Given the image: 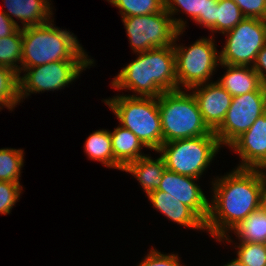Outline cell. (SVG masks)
I'll use <instances>...</instances> for the list:
<instances>
[{"label":"cell","instance_id":"14","mask_svg":"<svg viewBox=\"0 0 266 266\" xmlns=\"http://www.w3.org/2000/svg\"><path fill=\"white\" fill-rule=\"evenodd\" d=\"M194 95L204 122L215 131L224 121L232 96L216 81L189 89Z\"/></svg>","mask_w":266,"mask_h":266},{"label":"cell","instance_id":"18","mask_svg":"<svg viewBox=\"0 0 266 266\" xmlns=\"http://www.w3.org/2000/svg\"><path fill=\"white\" fill-rule=\"evenodd\" d=\"M219 65L224 67L226 72L216 82L232 97L253 91H266V87L262 85L259 75L252 66Z\"/></svg>","mask_w":266,"mask_h":266},{"label":"cell","instance_id":"30","mask_svg":"<svg viewBox=\"0 0 266 266\" xmlns=\"http://www.w3.org/2000/svg\"><path fill=\"white\" fill-rule=\"evenodd\" d=\"M182 264L178 253L164 254L152 247L137 266H184Z\"/></svg>","mask_w":266,"mask_h":266},{"label":"cell","instance_id":"29","mask_svg":"<svg viewBox=\"0 0 266 266\" xmlns=\"http://www.w3.org/2000/svg\"><path fill=\"white\" fill-rule=\"evenodd\" d=\"M22 190L21 184L0 181V214L7 215L11 213L13 206L20 199Z\"/></svg>","mask_w":266,"mask_h":266},{"label":"cell","instance_id":"1","mask_svg":"<svg viewBox=\"0 0 266 266\" xmlns=\"http://www.w3.org/2000/svg\"><path fill=\"white\" fill-rule=\"evenodd\" d=\"M212 183V198L206 231L215 241L233 243L230 231L253 211L259 209L263 183L262 169L235 168Z\"/></svg>","mask_w":266,"mask_h":266},{"label":"cell","instance_id":"23","mask_svg":"<svg viewBox=\"0 0 266 266\" xmlns=\"http://www.w3.org/2000/svg\"><path fill=\"white\" fill-rule=\"evenodd\" d=\"M22 51V27H19L12 35L0 39V65L8 67L20 75Z\"/></svg>","mask_w":266,"mask_h":266},{"label":"cell","instance_id":"9","mask_svg":"<svg viewBox=\"0 0 266 266\" xmlns=\"http://www.w3.org/2000/svg\"><path fill=\"white\" fill-rule=\"evenodd\" d=\"M224 35L226 42L219 51L220 64L252 66L266 44V20L244 18Z\"/></svg>","mask_w":266,"mask_h":266},{"label":"cell","instance_id":"33","mask_svg":"<svg viewBox=\"0 0 266 266\" xmlns=\"http://www.w3.org/2000/svg\"><path fill=\"white\" fill-rule=\"evenodd\" d=\"M19 27L0 8V39L12 35Z\"/></svg>","mask_w":266,"mask_h":266},{"label":"cell","instance_id":"13","mask_svg":"<svg viewBox=\"0 0 266 266\" xmlns=\"http://www.w3.org/2000/svg\"><path fill=\"white\" fill-rule=\"evenodd\" d=\"M239 155V169H266V112L230 146Z\"/></svg>","mask_w":266,"mask_h":266},{"label":"cell","instance_id":"15","mask_svg":"<svg viewBox=\"0 0 266 266\" xmlns=\"http://www.w3.org/2000/svg\"><path fill=\"white\" fill-rule=\"evenodd\" d=\"M218 0H165V10L171 16L175 27L185 32L187 21L175 18L180 11H184L196 24L206 27L215 33V13ZM181 9V10H180ZM179 12V13H178Z\"/></svg>","mask_w":266,"mask_h":266},{"label":"cell","instance_id":"24","mask_svg":"<svg viewBox=\"0 0 266 266\" xmlns=\"http://www.w3.org/2000/svg\"><path fill=\"white\" fill-rule=\"evenodd\" d=\"M19 74L0 65V111L3 107L13 111L19 101Z\"/></svg>","mask_w":266,"mask_h":266},{"label":"cell","instance_id":"11","mask_svg":"<svg viewBox=\"0 0 266 266\" xmlns=\"http://www.w3.org/2000/svg\"><path fill=\"white\" fill-rule=\"evenodd\" d=\"M265 112L266 91H253L234 96L224 121L214 131L221 147H229Z\"/></svg>","mask_w":266,"mask_h":266},{"label":"cell","instance_id":"31","mask_svg":"<svg viewBox=\"0 0 266 266\" xmlns=\"http://www.w3.org/2000/svg\"><path fill=\"white\" fill-rule=\"evenodd\" d=\"M245 18L266 20V0H233Z\"/></svg>","mask_w":266,"mask_h":266},{"label":"cell","instance_id":"3","mask_svg":"<svg viewBox=\"0 0 266 266\" xmlns=\"http://www.w3.org/2000/svg\"><path fill=\"white\" fill-rule=\"evenodd\" d=\"M53 23L52 18L44 24L22 28V68L56 61H95L73 33Z\"/></svg>","mask_w":266,"mask_h":266},{"label":"cell","instance_id":"2","mask_svg":"<svg viewBox=\"0 0 266 266\" xmlns=\"http://www.w3.org/2000/svg\"><path fill=\"white\" fill-rule=\"evenodd\" d=\"M137 58L123 67L112 79L117 91H132V97H159L177 90L175 52L173 46L135 53Z\"/></svg>","mask_w":266,"mask_h":266},{"label":"cell","instance_id":"7","mask_svg":"<svg viewBox=\"0 0 266 266\" xmlns=\"http://www.w3.org/2000/svg\"><path fill=\"white\" fill-rule=\"evenodd\" d=\"M184 31L178 30L174 39L177 89H191L210 82L220 64L214 36L201 37L188 47L176 42ZM181 85V86H180Z\"/></svg>","mask_w":266,"mask_h":266},{"label":"cell","instance_id":"20","mask_svg":"<svg viewBox=\"0 0 266 266\" xmlns=\"http://www.w3.org/2000/svg\"><path fill=\"white\" fill-rule=\"evenodd\" d=\"M152 158L149 155L139 158L123 169L138 180L147 196L158 189L166 170L165 161L160 155L155 160Z\"/></svg>","mask_w":266,"mask_h":266},{"label":"cell","instance_id":"26","mask_svg":"<svg viewBox=\"0 0 266 266\" xmlns=\"http://www.w3.org/2000/svg\"><path fill=\"white\" fill-rule=\"evenodd\" d=\"M119 9L122 18L161 12L165 0H107Z\"/></svg>","mask_w":266,"mask_h":266},{"label":"cell","instance_id":"8","mask_svg":"<svg viewBox=\"0 0 266 266\" xmlns=\"http://www.w3.org/2000/svg\"><path fill=\"white\" fill-rule=\"evenodd\" d=\"M94 61H56L31 68H21L23 76H18L19 101L31 94L64 89L79 78ZM25 72V73H24Z\"/></svg>","mask_w":266,"mask_h":266},{"label":"cell","instance_id":"16","mask_svg":"<svg viewBox=\"0 0 266 266\" xmlns=\"http://www.w3.org/2000/svg\"><path fill=\"white\" fill-rule=\"evenodd\" d=\"M49 1L51 2V0H4L7 11L2 8V12L18 27L21 26L13 16L20 20L22 28L41 25L53 18V8L50 6L52 3Z\"/></svg>","mask_w":266,"mask_h":266},{"label":"cell","instance_id":"6","mask_svg":"<svg viewBox=\"0 0 266 266\" xmlns=\"http://www.w3.org/2000/svg\"><path fill=\"white\" fill-rule=\"evenodd\" d=\"M220 148L216 135L208 134L163 143L157 153L164 159L166 169L200 179Z\"/></svg>","mask_w":266,"mask_h":266},{"label":"cell","instance_id":"17","mask_svg":"<svg viewBox=\"0 0 266 266\" xmlns=\"http://www.w3.org/2000/svg\"><path fill=\"white\" fill-rule=\"evenodd\" d=\"M153 208L181 226L192 228L193 230L206 231L205 222L187 205L178 201V199L164 195L162 191H154L148 196Z\"/></svg>","mask_w":266,"mask_h":266},{"label":"cell","instance_id":"5","mask_svg":"<svg viewBox=\"0 0 266 266\" xmlns=\"http://www.w3.org/2000/svg\"><path fill=\"white\" fill-rule=\"evenodd\" d=\"M119 124L136 135L143 145L158 151L163 144L158 97H132L119 94L104 100Z\"/></svg>","mask_w":266,"mask_h":266},{"label":"cell","instance_id":"10","mask_svg":"<svg viewBox=\"0 0 266 266\" xmlns=\"http://www.w3.org/2000/svg\"><path fill=\"white\" fill-rule=\"evenodd\" d=\"M133 53L173 46L178 29L165 8L158 13L122 18Z\"/></svg>","mask_w":266,"mask_h":266},{"label":"cell","instance_id":"21","mask_svg":"<svg viewBox=\"0 0 266 266\" xmlns=\"http://www.w3.org/2000/svg\"><path fill=\"white\" fill-rule=\"evenodd\" d=\"M84 152L90 160L99 161L114 169V153L109 130L99 129L91 133L85 143Z\"/></svg>","mask_w":266,"mask_h":266},{"label":"cell","instance_id":"32","mask_svg":"<svg viewBox=\"0 0 266 266\" xmlns=\"http://www.w3.org/2000/svg\"><path fill=\"white\" fill-rule=\"evenodd\" d=\"M252 68L259 75L262 85L266 87V44L258 52Z\"/></svg>","mask_w":266,"mask_h":266},{"label":"cell","instance_id":"19","mask_svg":"<svg viewBox=\"0 0 266 266\" xmlns=\"http://www.w3.org/2000/svg\"><path fill=\"white\" fill-rule=\"evenodd\" d=\"M109 133L114 153V169L123 171L129 163L147 156L142 153V148L146 147L129 129L118 125Z\"/></svg>","mask_w":266,"mask_h":266},{"label":"cell","instance_id":"12","mask_svg":"<svg viewBox=\"0 0 266 266\" xmlns=\"http://www.w3.org/2000/svg\"><path fill=\"white\" fill-rule=\"evenodd\" d=\"M199 178L180 175L166 169L158 191L172 196L190 207L204 222L209 215V199L196 183Z\"/></svg>","mask_w":266,"mask_h":266},{"label":"cell","instance_id":"34","mask_svg":"<svg viewBox=\"0 0 266 266\" xmlns=\"http://www.w3.org/2000/svg\"><path fill=\"white\" fill-rule=\"evenodd\" d=\"M266 171L263 170V183L260 191V203L259 208L266 212Z\"/></svg>","mask_w":266,"mask_h":266},{"label":"cell","instance_id":"22","mask_svg":"<svg viewBox=\"0 0 266 266\" xmlns=\"http://www.w3.org/2000/svg\"><path fill=\"white\" fill-rule=\"evenodd\" d=\"M230 232L239 242L266 244V212L260 208L253 211Z\"/></svg>","mask_w":266,"mask_h":266},{"label":"cell","instance_id":"27","mask_svg":"<svg viewBox=\"0 0 266 266\" xmlns=\"http://www.w3.org/2000/svg\"><path fill=\"white\" fill-rule=\"evenodd\" d=\"M241 9L233 0H218L215 13V32L222 35L244 19Z\"/></svg>","mask_w":266,"mask_h":266},{"label":"cell","instance_id":"28","mask_svg":"<svg viewBox=\"0 0 266 266\" xmlns=\"http://www.w3.org/2000/svg\"><path fill=\"white\" fill-rule=\"evenodd\" d=\"M238 244V245H236ZM237 258L247 266H266V244L236 243Z\"/></svg>","mask_w":266,"mask_h":266},{"label":"cell","instance_id":"4","mask_svg":"<svg viewBox=\"0 0 266 266\" xmlns=\"http://www.w3.org/2000/svg\"><path fill=\"white\" fill-rule=\"evenodd\" d=\"M187 91L177 89L158 97L163 143L214 134L204 122L194 95Z\"/></svg>","mask_w":266,"mask_h":266},{"label":"cell","instance_id":"25","mask_svg":"<svg viewBox=\"0 0 266 266\" xmlns=\"http://www.w3.org/2000/svg\"><path fill=\"white\" fill-rule=\"evenodd\" d=\"M24 154L23 149H0V181L20 184L19 178L24 165Z\"/></svg>","mask_w":266,"mask_h":266},{"label":"cell","instance_id":"35","mask_svg":"<svg viewBox=\"0 0 266 266\" xmlns=\"http://www.w3.org/2000/svg\"><path fill=\"white\" fill-rule=\"evenodd\" d=\"M223 266H247L243 262H241L237 257L235 259H232L230 262Z\"/></svg>","mask_w":266,"mask_h":266}]
</instances>
